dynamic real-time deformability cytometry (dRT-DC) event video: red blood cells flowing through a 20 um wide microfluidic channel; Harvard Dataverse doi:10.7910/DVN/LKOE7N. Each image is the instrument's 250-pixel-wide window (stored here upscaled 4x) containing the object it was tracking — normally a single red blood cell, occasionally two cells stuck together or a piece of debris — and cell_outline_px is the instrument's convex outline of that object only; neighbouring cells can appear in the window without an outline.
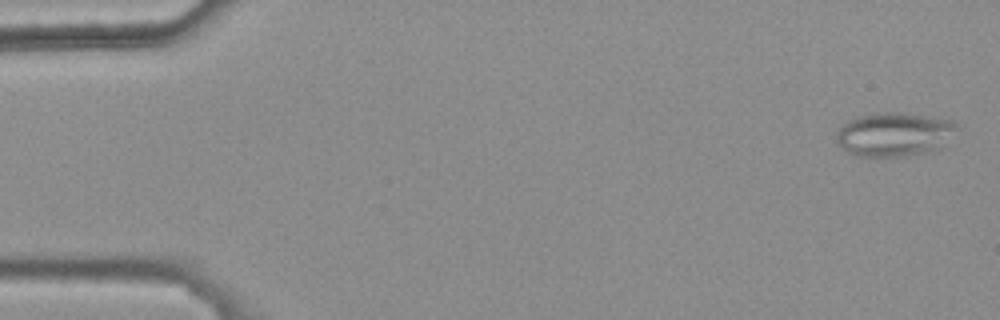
{"species": "common noctule bat (a hibernating species)", "species_latin": "Nyctalus noctula", "temperature_condition": "warm", "stored_images_in_passage": 48, "camera_frame_rate_fps": 3000, "um_per_image_px": 0.085, "animal": {"sex": "female", "body_mass_g": 25.1}, "frame": {"image": 1, "passage_image": 2, "time_ms": 0.333, "image_size_px": [1000, 320], "cell_outline_px": [[956, 124], [940, 152], [904, 156], [856, 156], [848, 152], [836, 140], [836, 132], [848, 120], [856, 116], [876, 112], [904, 112], [952, 120]], "centroid_in_image_um": [76.0, 11.42], "position_along_channel_um": 9.0, "area_um2": 31.04}}
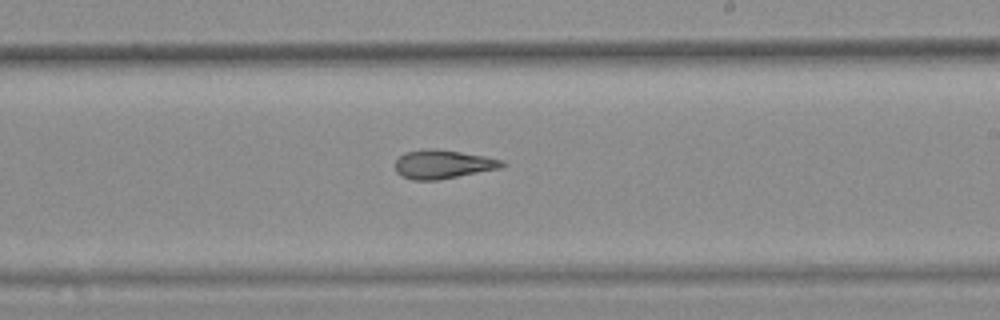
{"frame": {"image": 2, "passage_image": 32, "time_ms": 10.333, "image_size_px": [1000, 320], "cell_outline_px": [[508, 164], [500, 168], [436, 180], [412, 180], [400, 176], [396, 172], [396, 160], [404, 152], [428, 148], [436, 148], [484, 156], [504, 160]], "centroid_in_image_um": [37.63, 13.95], "position_along_channel_um": 251.4, "area_um2": 17.92}}
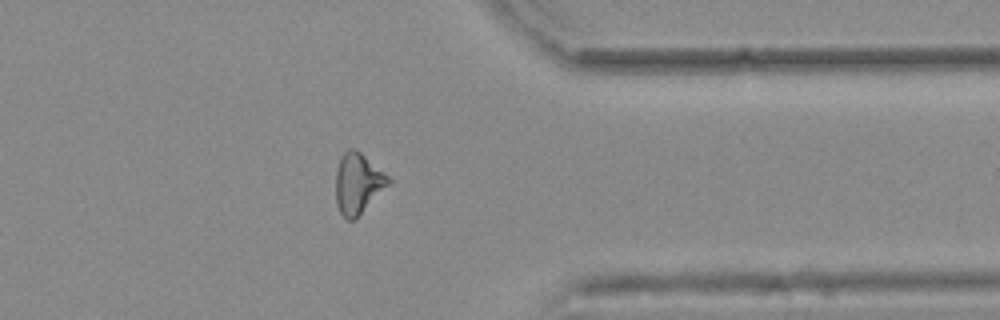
{"frame": {"image": 3, "passage_image": 43, "time_ms": 14.0, "image_size_px": [1000, 320], "cell_outline_px": [[392, 180], [356, 220], [348, 220], [340, 212], [336, 204], [336, 172], [340, 156], [348, 148], [352, 148], [360, 152], [388, 176]], "centroid_in_image_um": [30.4, 15.6], "position_along_channel_um": 381.0, "area_um2": 18.44}, "authors_computed_cell_mechanics": {"area_um2": 18.3804, "velocity_mm_per_s": 3.7859, "shape_relaxation_time_tau1_ms": null, "shape_relaxation_time_tau2_ms": 4.0752, "deformation_change_tau1": null, "deformation_change_tau2": 0.1437}}